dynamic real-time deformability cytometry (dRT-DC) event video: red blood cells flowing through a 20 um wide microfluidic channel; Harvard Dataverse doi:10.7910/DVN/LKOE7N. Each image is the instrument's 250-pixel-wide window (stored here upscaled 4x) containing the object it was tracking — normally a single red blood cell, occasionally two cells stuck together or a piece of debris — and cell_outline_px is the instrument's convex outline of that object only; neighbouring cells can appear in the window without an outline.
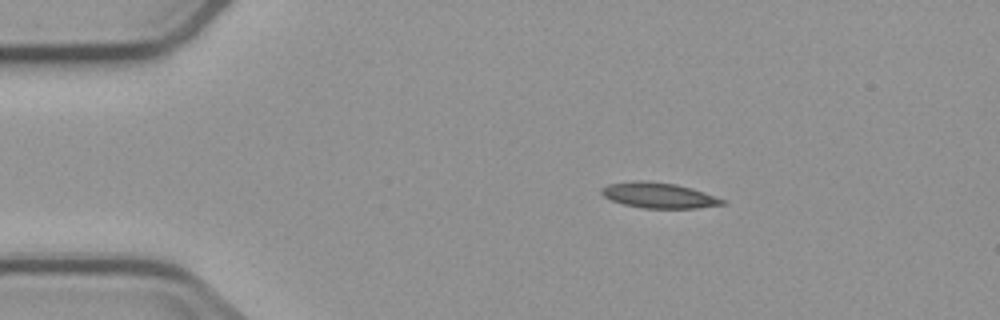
{"species": "common noctule bat (a hibernating species)", "species_latin": "Nyctalus noctula", "temperature_condition": "cold", "stored_images_in_passage": 9, "camera_frame_rate_fps": 3000, "um_per_image_px": 0.085, "animal": {"sex": "male", "body_mass_g": 23.1, "forearm_length_mm": 52.7}, "frame": {"image": 1, "passage_image": 1, "time_ms": 0.0, "image_size_px": [1000, 320], "cell_outline_px": [[728, 204], [696, 208], [640, 208], [624, 204], [612, 200], [604, 196], [600, 192], [600, 188], [608, 184], [632, 180], [640, 180], [676, 184], [704, 192], [728, 200]], "centroid_in_image_um": [56.02, 16.6], "position_along_channel_um": 29.0, "area_um2": 18.09}}
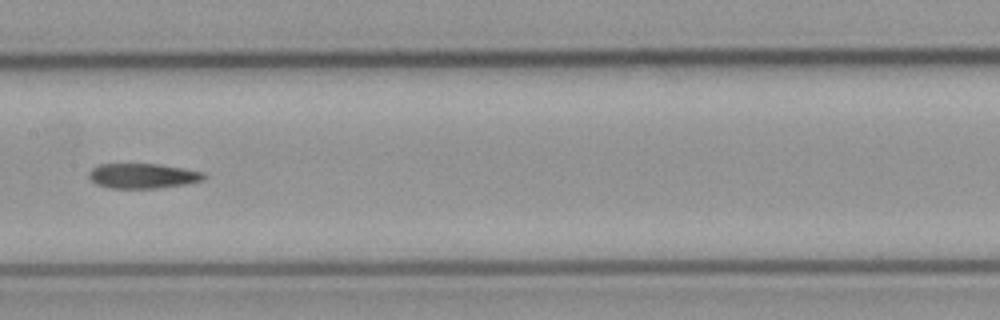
{"frame": {"image": 2, "passage_image": 6, "time_ms": 6.0, "image_size_px": [1000, 320], "cell_outline_px": [[208, 176], [204, 180], [184, 184], [156, 188], [108, 188], [96, 184], [88, 176], [88, 172], [92, 168], [100, 164], [160, 164], [184, 168], [204, 172]], "centroid_in_image_um": [12.15, 14.94], "position_along_channel_um": 195.2, "area_um2": 16.82}}
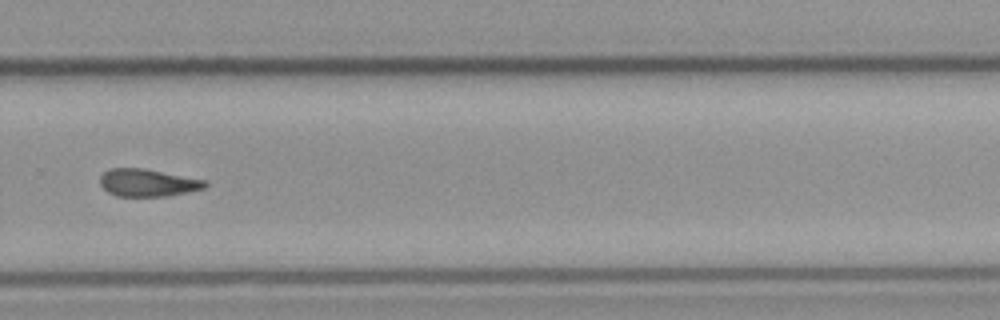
{"frame": {"image": 3, "passage_image": 9, "time_ms": 9.333, "image_size_px": [1000, 320], "cell_outline_px": [[208, 184], [204, 188], [164, 196], [116, 196], [108, 192], [100, 184], [100, 176], [108, 168], [144, 168], [208, 180]], "centroid_in_image_um": [12.55, 15.51], "position_along_channel_um": 317.3, "area_um2": 16.82}}